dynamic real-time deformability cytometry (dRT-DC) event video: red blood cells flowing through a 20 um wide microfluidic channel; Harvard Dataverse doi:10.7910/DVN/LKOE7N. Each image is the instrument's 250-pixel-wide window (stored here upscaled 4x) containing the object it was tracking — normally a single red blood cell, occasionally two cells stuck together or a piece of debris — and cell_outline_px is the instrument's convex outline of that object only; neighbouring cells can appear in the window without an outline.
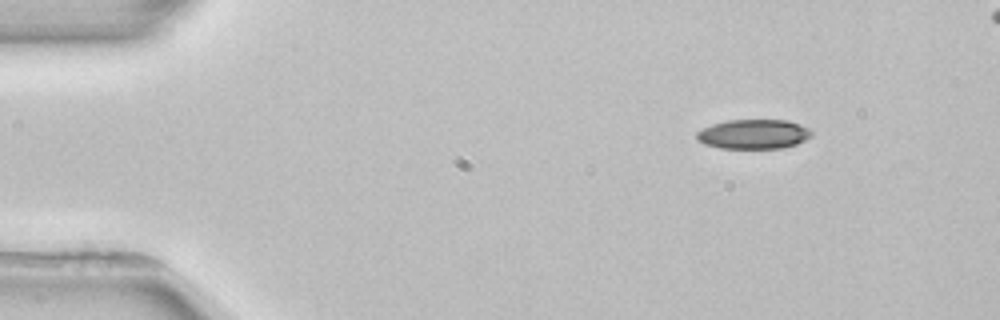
{"species": "common noctule bat (a hibernating species)", "species_latin": "Nyctalus noctula", "temperature_condition": "room temperature", "stored_images_in_passage": 3, "segment_of_instrument_passage": [2, 2], "camera_frame_rate_fps": 3000, "um_per_image_px": 0.085, "animal": {"sex": "female", "body_mass_g": 22.7, "forearm_length_mm": 54.2}, "frame": {"image": 1, "passage_image": 3, "time_ms": 3.667, "image_size_px": [1000, 320], "cell_outline_px": [[812, 136], [796, 144], [780, 148], [720, 148], [704, 144], [696, 140], [696, 132], [712, 124], [728, 120], [788, 120], [800, 124], [808, 128], [812, 132]], "centroid_in_image_um": [64.04, 11.4], "position_along_channel_um": 21.0, "area_um2": 19.77}}